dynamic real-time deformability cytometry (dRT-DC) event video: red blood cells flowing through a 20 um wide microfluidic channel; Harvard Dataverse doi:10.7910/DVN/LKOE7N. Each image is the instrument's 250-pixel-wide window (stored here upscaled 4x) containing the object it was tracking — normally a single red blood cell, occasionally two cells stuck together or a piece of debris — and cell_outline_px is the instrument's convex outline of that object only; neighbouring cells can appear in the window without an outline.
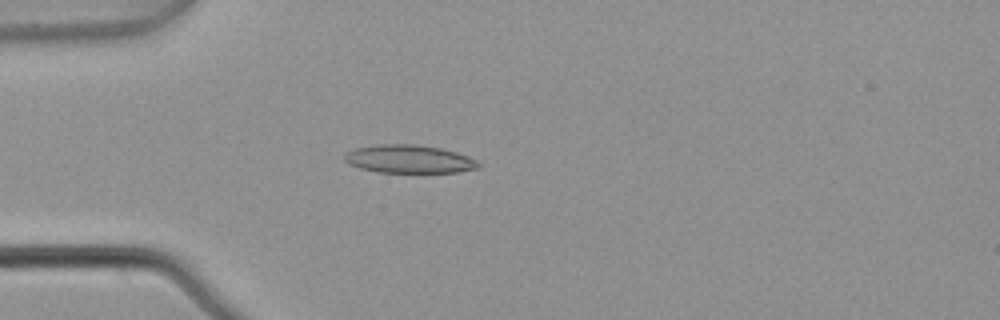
{"species": "common noctule bat (a hibernating species)", "species_latin": "Nyctalus noctula", "temperature_condition": "warm", "stored_images_in_passage": 4, "camera_frame_rate_fps": 3000, "um_per_image_px": 0.085, "animal": {"sex": "male", "body_mass_g": 21.5, "forearm_length_mm": 52.0}, "frame": {"image": 1, "passage_image": 4, "time_ms": 1.0, "image_size_px": [1000, 320], "cell_outline_px": [[480, 168], [456, 172], [380, 172], [360, 168], [348, 164], [344, 160], [344, 156], [348, 152], [356, 148], [380, 144], [412, 144], [440, 148], [456, 152], [468, 156], [476, 160], [480, 164]], "centroid_in_image_um": [34.78, 13.52], "position_along_channel_um": 50.2, "area_um2": 21.79}}